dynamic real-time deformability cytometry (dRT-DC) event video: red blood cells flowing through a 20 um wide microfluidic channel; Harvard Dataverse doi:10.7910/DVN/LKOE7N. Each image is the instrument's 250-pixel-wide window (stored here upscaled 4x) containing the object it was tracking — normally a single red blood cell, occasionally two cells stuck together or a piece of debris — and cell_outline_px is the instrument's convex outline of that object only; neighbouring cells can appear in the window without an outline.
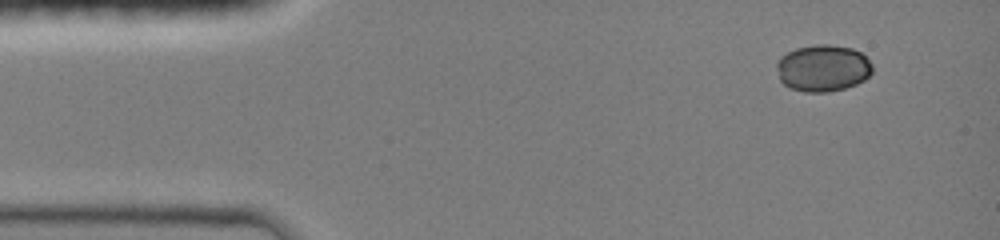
{"species": "common noctule bat (a hibernating species)", "species_latin": "Nyctalus noctula", "temperature_condition": "room temperature", "stored_images_in_passage": 4, "camera_frame_rate_fps": 3000, "um_per_image_px": 0.085, "animal": {"sex": "female", "body_mass_g": 19.0, "forearm_length_mm": 51.5}, "frame": {"image": 1, "passage_image": 1, "time_ms": 0.0, "image_size_px": [1000, 240], "cell_outline_px": [[872, 72], [864, 80], [856, 84], [844, 88], [828, 92], [804, 92], [792, 88], [784, 84], [780, 80], [776, 68], [776, 60], [780, 56], [796, 48], [816, 44], [828, 44], [852, 48], [860, 52], [872, 64]], "centroid_in_image_um": [69.92, 5.78], "position_along_channel_um": 15.1, "area_um2": 26.18}}
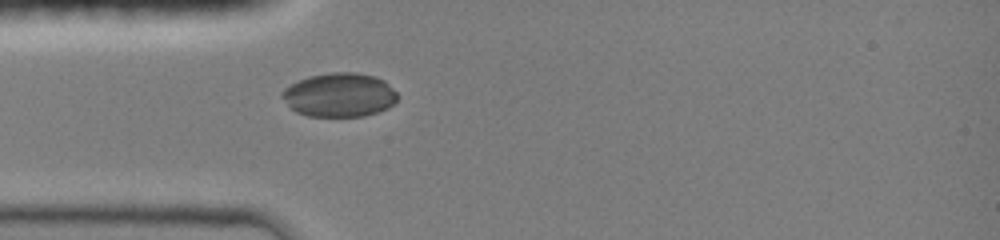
{"frame": {"image": 2, "passage_image": 4, "time_ms": 3.0, "image_size_px": [1000, 240], "cell_outline_px": [[400, 96], [388, 108], [364, 116], [308, 116], [296, 112], [280, 96], [280, 92], [284, 88], [308, 76], [332, 72], [356, 72], [376, 76], [384, 80]], "centroid_in_image_um": [28.86, 8.06], "position_along_channel_um": 56.1, "area_um2": 29.59}}